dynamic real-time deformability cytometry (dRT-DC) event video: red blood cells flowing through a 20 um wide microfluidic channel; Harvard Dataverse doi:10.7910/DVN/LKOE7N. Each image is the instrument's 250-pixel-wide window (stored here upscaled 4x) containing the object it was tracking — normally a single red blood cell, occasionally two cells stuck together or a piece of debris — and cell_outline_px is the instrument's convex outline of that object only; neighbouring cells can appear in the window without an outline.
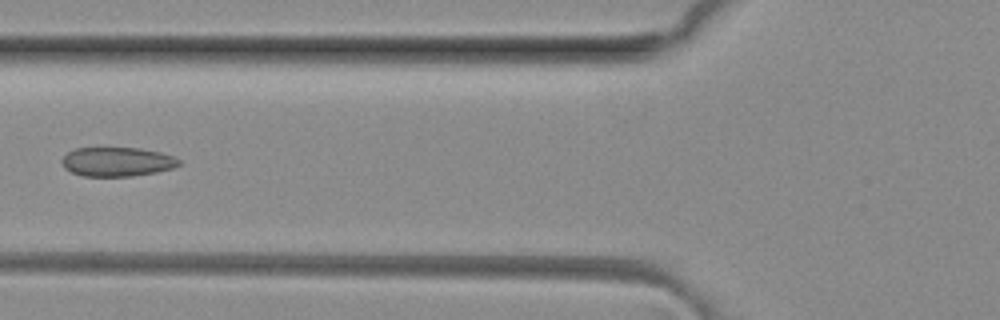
{"species": "common noctule bat (a hibernating species)", "species_latin": "Nyctalus noctula", "temperature_condition": "room temperature", "stored_images_in_passage": 6, "camera_frame_rate_fps": 3000, "um_per_image_px": 0.085, "animal": {"sex": "female", "body_mass_g": 29.2, "forearm_length_mm": 56.3}, "frame": {"image": 1, "passage_image": 6, "time_ms": 1.667, "image_size_px": [1000, 320], "cell_outline_px": [[180, 164], [172, 168], [156, 172], [132, 176], [84, 176], [72, 172], [64, 168], [60, 160], [68, 152], [76, 148], [140, 148], [160, 152], [172, 156], [180, 160]], "centroid_in_image_um": [9.93, 13.75], "position_along_channel_um": 115.9, "area_um2": 19.83}}